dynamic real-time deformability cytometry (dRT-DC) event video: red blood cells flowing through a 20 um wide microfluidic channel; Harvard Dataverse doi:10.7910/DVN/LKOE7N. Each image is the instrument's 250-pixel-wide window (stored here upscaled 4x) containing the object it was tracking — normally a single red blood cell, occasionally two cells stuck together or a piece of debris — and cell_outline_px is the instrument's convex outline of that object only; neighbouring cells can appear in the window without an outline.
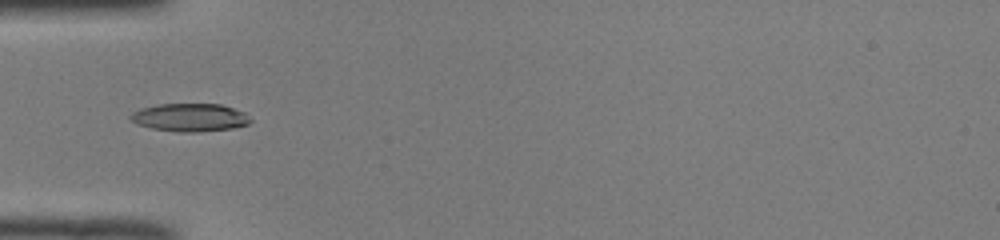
{"species": "common noctule bat (a hibernating species)", "species_latin": "Nyctalus noctula", "temperature_condition": "room temperature", "stored_images_in_passage": 35, "camera_frame_rate_fps": 3000, "um_per_image_px": 0.085, "animal": {"sex": "male", "body_mass_g": 19.0, "forearm_length_mm": 50.8}, "frame": {"image": 1, "passage_image": 1, "time_ms": 0.0, "image_size_px": [1000, 240], "cell_outline_px": [[252, 120], [248, 124], [232, 128], [196, 132], [180, 132], [152, 128], [136, 124], [128, 116], [132, 112], [140, 108], [156, 104], [220, 104], [244, 112]], "centroid_in_image_um": [16.11, 9.98], "position_along_channel_um": 68.9, "area_um2": 19.54}}
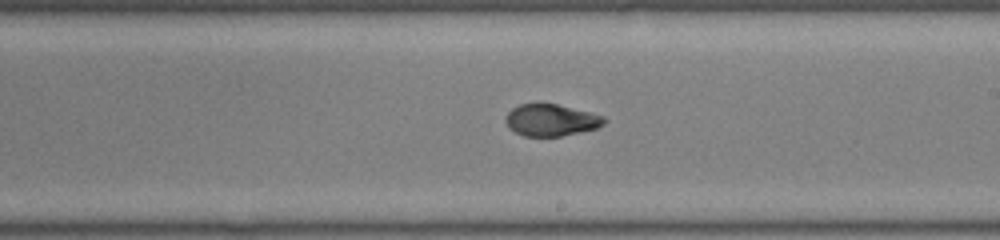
{"frame": {"image": 2, "passage_image": 14, "time_ms": 4.333, "image_size_px": [1000, 240], "cell_outline_px": [[608, 120], [604, 124], [596, 128], [560, 136], [524, 136], [508, 128], [504, 120], [508, 112], [512, 108], [520, 104], [556, 104], [604, 116]], "centroid_in_image_um": [46.82, 10.21], "position_along_channel_um": 242.2, "area_um2": 18.09}}
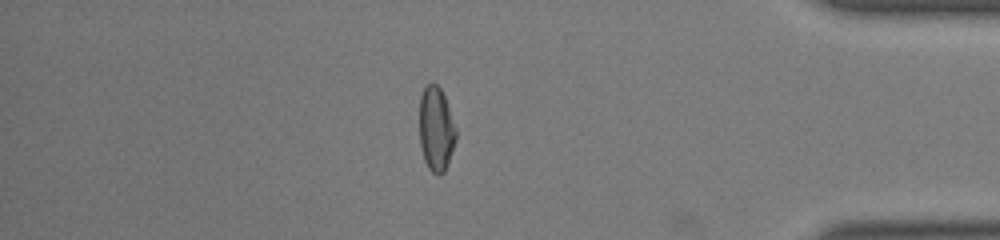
{"frame": {"image": 3, "passage_image": 28, "time_ms": 9.0, "image_size_px": [1000, 240], "cell_outline_px": [[456, 140], [444, 172], [440, 176], [436, 176], [428, 168], [424, 160], [420, 144], [420, 96], [424, 88], [428, 84], [436, 84], [440, 88], [444, 96], [456, 128]], "centroid_in_image_um": [37.06, 11.0], "position_along_channel_um": 398.1, "area_um2": 17.86}, "authors_computed_cell_mechanics": {"area_um2": 18.9006, "velocity_mm_per_s": 4.016, "shape_relaxation_time_tau1_ms": null, "shape_relaxation_time_tau2_ms": 1.2218, "deformation_change_tau1": null, "deformation_change_tau2": 0.0533}}